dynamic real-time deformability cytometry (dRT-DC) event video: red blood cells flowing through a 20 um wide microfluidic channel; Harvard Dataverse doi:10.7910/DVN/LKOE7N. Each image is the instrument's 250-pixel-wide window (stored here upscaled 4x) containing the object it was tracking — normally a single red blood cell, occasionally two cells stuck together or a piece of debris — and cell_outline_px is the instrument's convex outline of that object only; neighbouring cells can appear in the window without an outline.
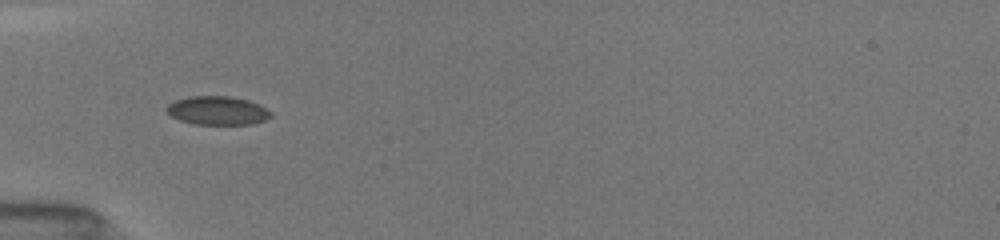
{"species": "common noctule bat (a hibernating species)", "species_latin": "Nyctalus noctula", "temperature_condition": "room temperature", "stored_images_in_passage": 41, "camera_frame_rate_fps": 3000, "um_per_image_px": 0.085, "animal": {"sex": "female", "body_mass_g": 19.5, "forearm_length_mm": 54.1}, "frame": {"image": 1, "passage_image": 7, "time_ms": 1.0, "image_size_px": [1000, 240], "cell_outline_px": [[272, 116], [264, 120], [252, 124], [196, 124], [180, 120], [172, 116], [164, 108], [168, 104], [176, 100], [188, 96], [232, 96], [248, 100], [272, 112]], "centroid_in_image_um": [18.47, 9.39], "position_along_channel_um": 66.5, "area_um2": 17.28}}